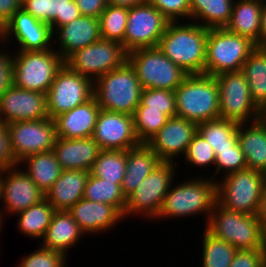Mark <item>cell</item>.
I'll list each match as a JSON object with an SVG mask.
<instances>
[{
	"label": "cell",
	"mask_w": 266,
	"mask_h": 267,
	"mask_svg": "<svg viewBox=\"0 0 266 267\" xmlns=\"http://www.w3.org/2000/svg\"><path fill=\"white\" fill-rule=\"evenodd\" d=\"M170 21L148 1L128 8V19L122 45L127 53L158 47Z\"/></svg>",
	"instance_id": "obj_14"
},
{
	"label": "cell",
	"mask_w": 266,
	"mask_h": 267,
	"mask_svg": "<svg viewBox=\"0 0 266 267\" xmlns=\"http://www.w3.org/2000/svg\"><path fill=\"white\" fill-rule=\"evenodd\" d=\"M241 72L248 82L252 100L264 112L266 109V47H257L249 54Z\"/></svg>",
	"instance_id": "obj_33"
},
{
	"label": "cell",
	"mask_w": 266,
	"mask_h": 267,
	"mask_svg": "<svg viewBox=\"0 0 266 267\" xmlns=\"http://www.w3.org/2000/svg\"><path fill=\"white\" fill-rule=\"evenodd\" d=\"M5 123H0V131L5 127Z\"/></svg>",
	"instance_id": "obj_56"
},
{
	"label": "cell",
	"mask_w": 266,
	"mask_h": 267,
	"mask_svg": "<svg viewBox=\"0 0 266 267\" xmlns=\"http://www.w3.org/2000/svg\"><path fill=\"white\" fill-rule=\"evenodd\" d=\"M257 217L261 223L264 233H266V186L264 188L263 195L261 196Z\"/></svg>",
	"instance_id": "obj_51"
},
{
	"label": "cell",
	"mask_w": 266,
	"mask_h": 267,
	"mask_svg": "<svg viewBox=\"0 0 266 267\" xmlns=\"http://www.w3.org/2000/svg\"><path fill=\"white\" fill-rule=\"evenodd\" d=\"M261 267H266V261L262 264Z\"/></svg>",
	"instance_id": "obj_59"
},
{
	"label": "cell",
	"mask_w": 266,
	"mask_h": 267,
	"mask_svg": "<svg viewBox=\"0 0 266 267\" xmlns=\"http://www.w3.org/2000/svg\"><path fill=\"white\" fill-rule=\"evenodd\" d=\"M260 47H266V1L263 3L261 14Z\"/></svg>",
	"instance_id": "obj_52"
},
{
	"label": "cell",
	"mask_w": 266,
	"mask_h": 267,
	"mask_svg": "<svg viewBox=\"0 0 266 267\" xmlns=\"http://www.w3.org/2000/svg\"><path fill=\"white\" fill-rule=\"evenodd\" d=\"M202 267H229L237 249L226 241L210 234L206 229L203 232Z\"/></svg>",
	"instance_id": "obj_38"
},
{
	"label": "cell",
	"mask_w": 266,
	"mask_h": 267,
	"mask_svg": "<svg viewBox=\"0 0 266 267\" xmlns=\"http://www.w3.org/2000/svg\"><path fill=\"white\" fill-rule=\"evenodd\" d=\"M10 151L18 164L23 158L53 150L57 135L54 120L50 117L35 121L6 124Z\"/></svg>",
	"instance_id": "obj_15"
},
{
	"label": "cell",
	"mask_w": 266,
	"mask_h": 267,
	"mask_svg": "<svg viewBox=\"0 0 266 267\" xmlns=\"http://www.w3.org/2000/svg\"><path fill=\"white\" fill-rule=\"evenodd\" d=\"M127 150H101L90 174L121 185L126 173Z\"/></svg>",
	"instance_id": "obj_35"
},
{
	"label": "cell",
	"mask_w": 266,
	"mask_h": 267,
	"mask_svg": "<svg viewBox=\"0 0 266 267\" xmlns=\"http://www.w3.org/2000/svg\"><path fill=\"white\" fill-rule=\"evenodd\" d=\"M158 9L170 22L190 21V0H147Z\"/></svg>",
	"instance_id": "obj_45"
},
{
	"label": "cell",
	"mask_w": 266,
	"mask_h": 267,
	"mask_svg": "<svg viewBox=\"0 0 266 267\" xmlns=\"http://www.w3.org/2000/svg\"><path fill=\"white\" fill-rule=\"evenodd\" d=\"M265 261V248L237 250L229 267H261Z\"/></svg>",
	"instance_id": "obj_46"
},
{
	"label": "cell",
	"mask_w": 266,
	"mask_h": 267,
	"mask_svg": "<svg viewBox=\"0 0 266 267\" xmlns=\"http://www.w3.org/2000/svg\"><path fill=\"white\" fill-rule=\"evenodd\" d=\"M53 32L49 24L33 17L23 8L13 14L0 32L4 44L15 38L20 51H45L51 49Z\"/></svg>",
	"instance_id": "obj_16"
},
{
	"label": "cell",
	"mask_w": 266,
	"mask_h": 267,
	"mask_svg": "<svg viewBox=\"0 0 266 267\" xmlns=\"http://www.w3.org/2000/svg\"><path fill=\"white\" fill-rule=\"evenodd\" d=\"M56 210L44 198L26 210L18 212V230L29 238L43 239Z\"/></svg>",
	"instance_id": "obj_34"
},
{
	"label": "cell",
	"mask_w": 266,
	"mask_h": 267,
	"mask_svg": "<svg viewBox=\"0 0 266 267\" xmlns=\"http://www.w3.org/2000/svg\"><path fill=\"white\" fill-rule=\"evenodd\" d=\"M83 198L112 205L124 215L126 197L122 192L121 185L115 184V182H109L89 174Z\"/></svg>",
	"instance_id": "obj_37"
},
{
	"label": "cell",
	"mask_w": 266,
	"mask_h": 267,
	"mask_svg": "<svg viewBox=\"0 0 266 267\" xmlns=\"http://www.w3.org/2000/svg\"><path fill=\"white\" fill-rule=\"evenodd\" d=\"M20 169L17 164L14 167L2 171L3 186L1 203L3 202L2 204H4L2 206L4 210L0 209V213L1 215L3 214V217L4 214L15 215L45 198L44 193L31 180L24 169Z\"/></svg>",
	"instance_id": "obj_19"
},
{
	"label": "cell",
	"mask_w": 266,
	"mask_h": 267,
	"mask_svg": "<svg viewBox=\"0 0 266 267\" xmlns=\"http://www.w3.org/2000/svg\"><path fill=\"white\" fill-rule=\"evenodd\" d=\"M100 110L93 96L84 104L56 116L53 120L57 137L65 139L92 137Z\"/></svg>",
	"instance_id": "obj_23"
},
{
	"label": "cell",
	"mask_w": 266,
	"mask_h": 267,
	"mask_svg": "<svg viewBox=\"0 0 266 267\" xmlns=\"http://www.w3.org/2000/svg\"><path fill=\"white\" fill-rule=\"evenodd\" d=\"M90 172L85 170H62L60 177L44 194L55 210H68L83 198Z\"/></svg>",
	"instance_id": "obj_26"
},
{
	"label": "cell",
	"mask_w": 266,
	"mask_h": 267,
	"mask_svg": "<svg viewBox=\"0 0 266 267\" xmlns=\"http://www.w3.org/2000/svg\"><path fill=\"white\" fill-rule=\"evenodd\" d=\"M10 151L9 136L6 126L0 131V171L16 166Z\"/></svg>",
	"instance_id": "obj_48"
},
{
	"label": "cell",
	"mask_w": 266,
	"mask_h": 267,
	"mask_svg": "<svg viewBox=\"0 0 266 267\" xmlns=\"http://www.w3.org/2000/svg\"><path fill=\"white\" fill-rule=\"evenodd\" d=\"M265 255H266V233H265Z\"/></svg>",
	"instance_id": "obj_58"
},
{
	"label": "cell",
	"mask_w": 266,
	"mask_h": 267,
	"mask_svg": "<svg viewBox=\"0 0 266 267\" xmlns=\"http://www.w3.org/2000/svg\"><path fill=\"white\" fill-rule=\"evenodd\" d=\"M196 132L197 124L194 122L171 117L146 144L161 161L174 162L175 158L185 155Z\"/></svg>",
	"instance_id": "obj_20"
},
{
	"label": "cell",
	"mask_w": 266,
	"mask_h": 267,
	"mask_svg": "<svg viewBox=\"0 0 266 267\" xmlns=\"http://www.w3.org/2000/svg\"><path fill=\"white\" fill-rule=\"evenodd\" d=\"M263 117L266 119V109L263 112Z\"/></svg>",
	"instance_id": "obj_57"
},
{
	"label": "cell",
	"mask_w": 266,
	"mask_h": 267,
	"mask_svg": "<svg viewBox=\"0 0 266 267\" xmlns=\"http://www.w3.org/2000/svg\"><path fill=\"white\" fill-rule=\"evenodd\" d=\"M233 3L234 0H190V20L208 29L225 28Z\"/></svg>",
	"instance_id": "obj_32"
},
{
	"label": "cell",
	"mask_w": 266,
	"mask_h": 267,
	"mask_svg": "<svg viewBox=\"0 0 266 267\" xmlns=\"http://www.w3.org/2000/svg\"><path fill=\"white\" fill-rule=\"evenodd\" d=\"M264 177H265V186H266V172L264 173Z\"/></svg>",
	"instance_id": "obj_60"
},
{
	"label": "cell",
	"mask_w": 266,
	"mask_h": 267,
	"mask_svg": "<svg viewBox=\"0 0 266 267\" xmlns=\"http://www.w3.org/2000/svg\"><path fill=\"white\" fill-rule=\"evenodd\" d=\"M22 8L49 24L52 32L82 15L75 0H23Z\"/></svg>",
	"instance_id": "obj_27"
},
{
	"label": "cell",
	"mask_w": 266,
	"mask_h": 267,
	"mask_svg": "<svg viewBox=\"0 0 266 267\" xmlns=\"http://www.w3.org/2000/svg\"><path fill=\"white\" fill-rule=\"evenodd\" d=\"M80 12L84 16L99 18L106 8L107 0H75Z\"/></svg>",
	"instance_id": "obj_49"
},
{
	"label": "cell",
	"mask_w": 266,
	"mask_h": 267,
	"mask_svg": "<svg viewBox=\"0 0 266 267\" xmlns=\"http://www.w3.org/2000/svg\"><path fill=\"white\" fill-rule=\"evenodd\" d=\"M108 4L114 5V6H120V7H127L131 8L136 5H140L147 0H107Z\"/></svg>",
	"instance_id": "obj_53"
},
{
	"label": "cell",
	"mask_w": 266,
	"mask_h": 267,
	"mask_svg": "<svg viewBox=\"0 0 266 267\" xmlns=\"http://www.w3.org/2000/svg\"><path fill=\"white\" fill-rule=\"evenodd\" d=\"M214 77L219 88L220 118L248 123L263 117V111L251 98L248 82L241 71L225 72Z\"/></svg>",
	"instance_id": "obj_11"
},
{
	"label": "cell",
	"mask_w": 266,
	"mask_h": 267,
	"mask_svg": "<svg viewBox=\"0 0 266 267\" xmlns=\"http://www.w3.org/2000/svg\"><path fill=\"white\" fill-rule=\"evenodd\" d=\"M23 163V164H22ZM38 188L45 194L60 177L62 168L53 150L40 152L23 158L19 163Z\"/></svg>",
	"instance_id": "obj_31"
},
{
	"label": "cell",
	"mask_w": 266,
	"mask_h": 267,
	"mask_svg": "<svg viewBox=\"0 0 266 267\" xmlns=\"http://www.w3.org/2000/svg\"><path fill=\"white\" fill-rule=\"evenodd\" d=\"M64 60L53 48L45 51L16 50L12 56V84L18 88L47 93Z\"/></svg>",
	"instance_id": "obj_6"
},
{
	"label": "cell",
	"mask_w": 266,
	"mask_h": 267,
	"mask_svg": "<svg viewBox=\"0 0 266 267\" xmlns=\"http://www.w3.org/2000/svg\"><path fill=\"white\" fill-rule=\"evenodd\" d=\"M37 250L22 258L17 267H66L67 257L60 251L43 248L40 244ZM66 265V266H65Z\"/></svg>",
	"instance_id": "obj_44"
},
{
	"label": "cell",
	"mask_w": 266,
	"mask_h": 267,
	"mask_svg": "<svg viewBox=\"0 0 266 267\" xmlns=\"http://www.w3.org/2000/svg\"><path fill=\"white\" fill-rule=\"evenodd\" d=\"M174 92L177 117L197 125L220 118L219 88L214 76L188 75Z\"/></svg>",
	"instance_id": "obj_5"
},
{
	"label": "cell",
	"mask_w": 266,
	"mask_h": 267,
	"mask_svg": "<svg viewBox=\"0 0 266 267\" xmlns=\"http://www.w3.org/2000/svg\"><path fill=\"white\" fill-rule=\"evenodd\" d=\"M208 32V28L195 22H169L158 48L188 75H202Z\"/></svg>",
	"instance_id": "obj_1"
},
{
	"label": "cell",
	"mask_w": 266,
	"mask_h": 267,
	"mask_svg": "<svg viewBox=\"0 0 266 267\" xmlns=\"http://www.w3.org/2000/svg\"><path fill=\"white\" fill-rule=\"evenodd\" d=\"M128 19V8L107 4L99 16L100 38L122 43Z\"/></svg>",
	"instance_id": "obj_39"
},
{
	"label": "cell",
	"mask_w": 266,
	"mask_h": 267,
	"mask_svg": "<svg viewBox=\"0 0 266 267\" xmlns=\"http://www.w3.org/2000/svg\"><path fill=\"white\" fill-rule=\"evenodd\" d=\"M256 44L226 28L209 29L206 42L205 75L241 71Z\"/></svg>",
	"instance_id": "obj_7"
},
{
	"label": "cell",
	"mask_w": 266,
	"mask_h": 267,
	"mask_svg": "<svg viewBox=\"0 0 266 267\" xmlns=\"http://www.w3.org/2000/svg\"><path fill=\"white\" fill-rule=\"evenodd\" d=\"M216 181L217 203L228 210L257 214L265 188L262 172L244 169Z\"/></svg>",
	"instance_id": "obj_8"
},
{
	"label": "cell",
	"mask_w": 266,
	"mask_h": 267,
	"mask_svg": "<svg viewBox=\"0 0 266 267\" xmlns=\"http://www.w3.org/2000/svg\"><path fill=\"white\" fill-rule=\"evenodd\" d=\"M127 61L134 68L142 89L174 91L188 76L158 47L131 51L128 53Z\"/></svg>",
	"instance_id": "obj_9"
},
{
	"label": "cell",
	"mask_w": 266,
	"mask_h": 267,
	"mask_svg": "<svg viewBox=\"0 0 266 267\" xmlns=\"http://www.w3.org/2000/svg\"><path fill=\"white\" fill-rule=\"evenodd\" d=\"M175 162L161 161L157 167L126 197L124 217L139 214L156 220L165 195L174 183ZM175 173V174H174ZM133 213V214H132Z\"/></svg>",
	"instance_id": "obj_10"
},
{
	"label": "cell",
	"mask_w": 266,
	"mask_h": 267,
	"mask_svg": "<svg viewBox=\"0 0 266 267\" xmlns=\"http://www.w3.org/2000/svg\"><path fill=\"white\" fill-rule=\"evenodd\" d=\"M3 219H4V217L0 213V231L2 230L1 226H2V223L4 222Z\"/></svg>",
	"instance_id": "obj_55"
},
{
	"label": "cell",
	"mask_w": 266,
	"mask_h": 267,
	"mask_svg": "<svg viewBox=\"0 0 266 267\" xmlns=\"http://www.w3.org/2000/svg\"><path fill=\"white\" fill-rule=\"evenodd\" d=\"M263 1L234 0L228 31L249 38L260 47V24Z\"/></svg>",
	"instance_id": "obj_29"
},
{
	"label": "cell",
	"mask_w": 266,
	"mask_h": 267,
	"mask_svg": "<svg viewBox=\"0 0 266 267\" xmlns=\"http://www.w3.org/2000/svg\"><path fill=\"white\" fill-rule=\"evenodd\" d=\"M93 97V81L71 70L65 63L57 71L46 93L51 119L84 104Z\"/></svg>",
	"instance_id": "obj_13"
},
{
	"label": "cell",
	"mask_w": 266,
	"mask_h": 267,
	"mask_svg": "<svg viewBox=\"0 0 266 267\" xmlns=\"http://www.w3.org/2000/svg\"><path fill=\"white\" fill-rule=\"evenodd\" d=\"M67 211L87 235L106 232L125 219L116 207L86 198L80 199Z\"/></svg>",
	"instance_id": "obj_21"
},
{
	"label": "cell",
	"mask_w": 266,
	"mask_h": 267,
	"mask_svg": "<svg viewBox=\"0 0 266 267\" xmlns=\"http://www.w3.org/2000/svg\"><path fill=\"white\" fill-rule=\"evenodd\" d=\"M239 123L224 118H217L197 125V131L214 150L230 148L238 141Z\"/></svg>",
	"instance_id": "obj_36"
},
{
	"label": "cell",
	"mask_w": 266,
	"mask_h": 267,
	"mask_svg": "<svg viewBox=\"0 0 266 267\" xmlns=\"http://www.w3.org/2000/svg\"><path fill=\"white\" fill-rule=\"evenodd\" d=\"M22 8L21 0H0V29Z\"/></svg>",
	"instance_id": "obj_50"
},
{
	"label": "cell",
	"mask_w": 266,
	"mask_h": 267,
	"mask_svg": "<svg viewBox=\"0 0 266 267\" xmlns=\"http://www.w3.org/2000/svg\"><path fill=\"white\" fill-rule=\"evenodd\" d=\"M209 178V179H208ZM196 177L184 180L169 189L164 197L158 219L196 216L205 214L209 219L217 202L216 181L210 177Z\"/></svg>",
	"instance_id": "obj_2"
},
{
	"label": "cell",
	"mask_w": 266,
	"mask_h": 267,
	"mask_svg": "<svg viewBox=\"0 0 266 267\" xmlns=\"http://www.w3.org/2000/svg\"><path fill=\"white\" fill-rule=\"evenodd\" d=\"M161 110L148 109L141 103L133 114L134 131L140 143H147L168 121Z\"/></svg>",
	"instance_id": "obj_40"
},
{
	"label": "cell",
	"mask_w": 266,
	"mask_h": 267,
	"mask_svg": "<svg viewBox=\"0 0 266 267\" xmlns=\"http://www.w3.org/2000/svg\"><path fill=\"white\" fill-rule=\"evenodd\" d=\"M127 56L122 43L100 38L72 53L64 63L71 70L94 82L100 76L121 67L127 61Z\"/></svg>",
	"instance_id": "obj_12"
},
{
	"label": "cell",
	"mask_w": 266,
	"mask_h": 267,
	"mask_svg": "<svg viewBox=\"0 0 266 267\" xmlns=\"http://www.w3.org/2000/svg\"><path fill=\"white\" fill-rule=\"evenodd\" d=\"M188 164L197 167L215 166L216 155L212 146L197 131L184 155Z\"/></svg>",
	"instance_id": "obj_43"
},
{
	"label": "cell",
	"mask_w": 266,
	"mask_h": 267,
	"mask_svg": "<svg viewBox=\"0 0 266 267\" xmlns=\"http://www.w3.org/2000/svg\"><path fill=\"white\" fill-rule=\"evenodd\" d=\"M92 138L101 150H129L140 144L133 116L103 109L99 112Z\"/></svg>",
	"instance_id": "obj_17"
},
{
	"label": "cell",
	"mask_w": 266,
	"mask_h": 267,
	"mask_svg": "<svg viewBox=\"0 0 266 267\" xmlns=\"http://www.w3.org/2000/svg\"><path fill=\"white\" fill-rule=\"evenodd\" d=\"M2 186H3V174L2 171H0V202L2 200Z\"/></svg>",
	"instance_id": "obj_54"
},
{
	"label": "cell",
	"mask_w": 266,
	"mask_h": 267,
	"mask_svg": "<svg viewBox=\"0 0 266 267\" xmlns=\"http://www.w3.org/2000/svg\"><path fill=\"white\" fill-rule=\"evenodd\" d=\"M101 151L92 138L65 139L57 137L53 152L62 170H85L90 172Z\"/></svg>",
	"instance_id": "obj_24"
},
{
	"label": "cell",
	"mask_w": 266,
	"mask_h": 267,
	"mask_svg": "<svg viewBox=\"0 0 266 267\" xmlns=\"http://www.w3.org/2000/svg\"><path fill=\"white\" fill-rule=\"evenodd\" d=\"M214 152L216 155L214 167L216 171L215 174L210 177L212 180H215L213 177L221 173L222 170H224V175L226 176L230 173L247 169L245 156L238 141L230 148L214 150Z\"/></svg>",
	"instance_id": "obj_42"
},
{
	"label": "cell",
	"mask_w": 266,
	"mask_h": 267,
	"mask_svg": "<svg viewBox=\"0 0 266 267\" xmlns=\"http://www.w3.org/2000/svg\"><path fill=\"white\" fill-rule=\"evenodd\" d=\"M204 227L237 250L265 248V233L257 214H245L214 204Z\"/></svg>",
	"instance_id": "obj_3"
},
{
	"label": "cell",
	"mask_w": 266,
	"mask_h": 267,
	"mask_svg": "<svg viewBox=\"0 0 266 267\" xmlns=\"http://www.w3.org/2000/svg\"><path fill=\"white\" fill-rule=\"evenodd\" d=\"M142 87L131 64L100 76L93 82V96L101 109L133 116L140 103Z\"/></svg>",
	"instance_id": "obj_4"
},
{
	"label": "cell",
	"mask_w": 266,
	"mask_h": 267,
	"mask_svg": "<svg viewBox=\"0 0 266 267\" xmlns=\"http://www.w3.org/2000/svg\"><path fill=\"white\" fill-rule=\"evenodd\" d=\"M237 135L247 169L264 174L266 172V119L261 117L248 124L239 123Z\"/></svg>",
	"instance_id": "obj_25"
},
{
	"label": "cell",
	"mask_w": 266,
	"mask_h": 267,
	"mask_svg": "<svg viewBox=\"0 0 266 267\" xmlns=\"http://www.w3.org/2000/svg\"><path fill=\"white\" fill-rule=\"evenodd\" d=\"M10 50L0 51V96L12 85V56Z\"/></svg>",
	"instance_id": "obj_47"
},
{
	"label": "cell",
	"mask_w": 266,
	"mask_h": 267,
	"mask_svg": "<svg viewBox=\"0 0 266 267\" xmlns=\"http://www.w3.org/2000/svg\"><path fill=\"white\" fill-rule=\"evenodd\" d=\"M52 36L59 42V47L55 50L65 61L75 51L100 39L99 20L92 16L81 15L70 23L56 28Z\"/></svg>",
	"instance_id": "obj_22"
},
{
	"label": "cell",
	"mask_w": 266,
	"mask_h": 267,
	"mask_svg": "<svg viewBox=\"0 0 266 267\" xmlns=\"http://www.w3.org/2000/svg\"><path fill=\"white\" fill-rule=\"evenodd\" d=\"M85 235L79 225L66 210H56L52 216L51 223L42 239L43 248L62 252L68 257L69 248L76 246L80 237Z\"/></svg>",
	"instance_id": "obj_28"
},
{
	"label": "cell",
	"mask_w": 266,
	"mask_h": 267,
	"mask_svg": "<svg viewBox=\"0 0 266 267\" xmlns=\"http://www.w3.org/2000/svg\"><path fill=\"white\" fill-rule=\"evenodd\" d=\"M140 103L148 109L161 110L169 118L176 117V96L172 90L142 89Z\"/></svg>",
	"instance_id": "obj_41"
},
{
	"label": "cell",
	"mask_w": 266,
	"mask_h": 267,
	"mask_svg": "<svg viewBox=\"0 0 266 267\" xmlns=\"http://www.w3.org/2000/svg\"><path fill=\"white\" fill-rule=\"evenodd\" d=\"M47 117L46 93L18 88L12 84L0 96V118L5 125Z\"/></svg>",
	"instance_id": "obj_18"
},
{
	"label": "cell",
	"mask_w": 266,
	"mask_h": 267,
	"mask_svg": "<svg viewBox=\"0 0 266 267\" xmlns=\"http://www.w3.org/2000/svg\"><path fill=\"white\" fill-rule=\"evenodd\" d=\"M160 162L159 157L145 143L127 150L126 173L121 184L125 197L130 195Z\"/></svg>",
	"instance_id": "obj_30"
}]
</instances>
